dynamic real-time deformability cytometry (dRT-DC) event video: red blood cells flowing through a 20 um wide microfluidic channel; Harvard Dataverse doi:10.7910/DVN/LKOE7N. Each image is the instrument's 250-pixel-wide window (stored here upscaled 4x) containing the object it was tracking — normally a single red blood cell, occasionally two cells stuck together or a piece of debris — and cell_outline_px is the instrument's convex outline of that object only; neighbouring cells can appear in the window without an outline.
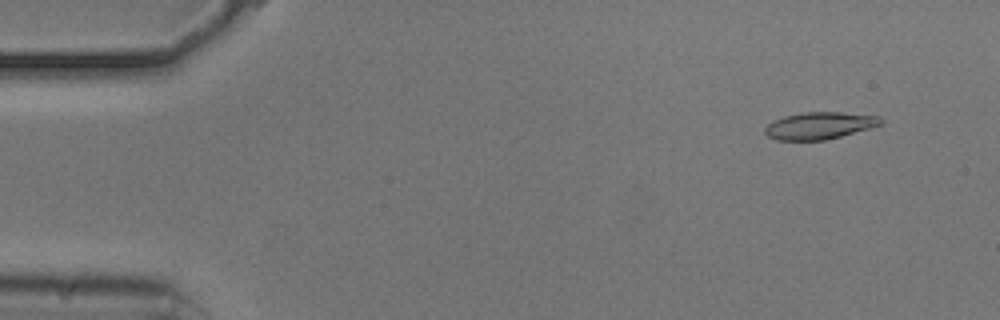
{"species": "common noctule bat (a hibernating species)", "species_latin": "Nyctalus noctula", "temperature_condition": "cold", "stored_images_in_passage": 54, "camera_frame_rate_fps": 3000, "um_per_image_px": 0.085, "animal": {"sex": "male", "body_mass_g": 20.5, "forearm_length_mm": 52.5}, "frame": {"image": 1, "passage_image": 5, "time_ms": 1.333, "image_size_px": [1000, 320], "cell_outline_px": [[884, 124], [872, 128], [824, 140], [776, 140], [768, 136], [764, 132], [764, 128], [772, 120], [784, 116], [804, 112], [840, 112], [880, 116], [884, 120]], "centroid_in_image_um": [69.68, 10.67], "position_along_channel_um": 15.3, "area_um2": 18.44}}
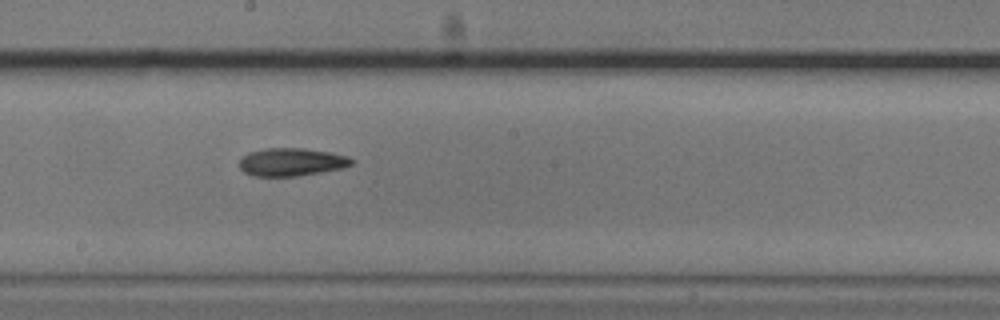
{"frame": {"image": 2, "passage_image": 30, "time_ms": 9.667, "image_size_px": [1000, 320], "cell_outline_px": [[356, 160], [352, 164], [344, 168], [296, 176], [252, 176], [244, 172], [240, 168], [240, 160], [248, 152], [264, 148], [304, 148], [328, 152], [348, 156]], "centroid_in_image_um": [24.79, 13.77], "position_along_channel_um": 223.4, "area_um2": 18.32}}
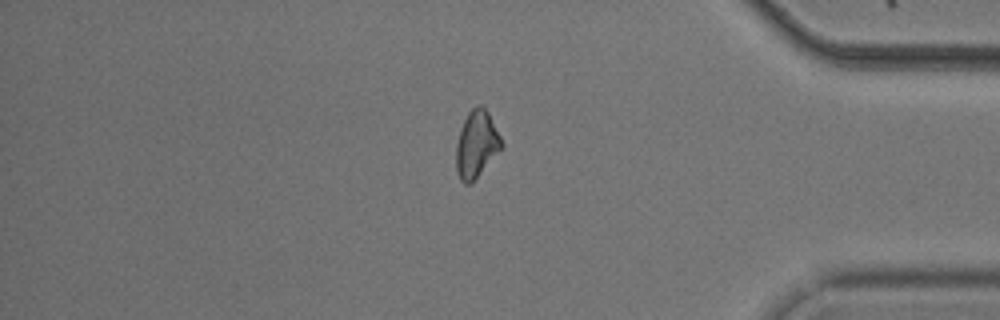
{"frame": {"image": 3, "passage_image": 46, "time_ms": 15.0, "image_size_px": [1000, 320], "cell_outline_px": [[504, 148], [468, 184], [464, 184], [460, 180], [456, 172], [456, 144], [460, 128], [468, 112], [476, 104], [480, 104], [488, 112], [504, 144]], "centroid_in_image_um": [40.5, 12.24], "position_along_channel_um": 394.7, "area_um2": 17.69}, "authors_computed_cell_mechanics": {"area_um2": 18.0914, "velocity_mm_per_s": 3.7292, "shape_relaxation_time_tau1_ms": 9.4891, "shape_relaxation_time_tau2_ms": null, "deformation_change_tau1": 0.2135, "deformation_change_tau2": null}}